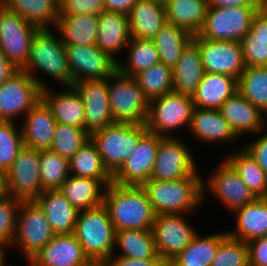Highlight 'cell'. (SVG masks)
I'll list each match as a JSON object with an SVG mask.
<instances>
[{
    "label": "cell",
    "instance_id": "obj_28",
    "mask_svg": "<svg viewBox=\"0 0 267 266\" xmlns=\"http://www.w3.org/2000/svg\"><path fill=\"white\" fill-rule=\"evenodd\" d=\"M188 129L205 143H229L237 137L219 109L194 107Z\"/></svg>",
    "mask_w": 267,
    "mask_h": 266
},
{
    "label": "cell",
    "instance_id": "obj_60",
    "mask_svg": "<svg viewBox=\"0 0 267 266\" xmlns=\"http://www.w3.org/2000/svg\"><path fill=\"white\" fill-rule=\"evenodd\" d=\"M246 266H256V265H253V264H251V263L249 262Z\"/></svg>",
    "mask_w": 267,
    "mask_h": 266
},
{
    "label": "cell",
    "instance_id": "obj_58",
    "mask_svg": "<svg viewBox=\"0 0 267 266\" xmlns=\"http://www.w3.org/2000/svg\"><path fill=\"white\" fill-rule=\"evenodd\" d=\"M6 247L8 246L0 243V266H7L5 265L6 263L4 262L5 255H6V252H5Z\"/></svg>",
    "mask_w": 267,
    "mask_h": 266
},
{
    "label": "cell",
    "instance_id": "obj_24",
    "mask_svg": "<svg viewBox=\"0 0 267 266\" xmlns=\"http://www.w3.org/2000/svg\"><path fill=\"white\" fill-rule=\"evenodd\" d=\"M130 36L151 40L167 22L164 2L137 0L127 15Z\"/></svg>",
    "mask_w": 267,
    "mask_h": 266
},
{
    "label": "cell",
    "instance_id": "obj_21",
    "mask_svg": "<svg viewBox=\"0 0 267 266\" xmlns=\"http://www.w3.org/2000/svg\"><path fill=\"white\" fill-rule=\"evenodd\" d=\"M23 119L21 134L24 146L39 151L50 150L57 121L47 104L40 99Z\"/></svg>",
    "mask_w": 267,
    "mask_h": 266
},
{
    "label": "cell",
    "instance_id": "obj_13",
    "mask_svg": "<svg viewBox=\"0 0 267 266\" xmlns=\"http://www.w3.org/2000/svg\"><path fill=\"white\" fill-rule=\"evenodd\" d=\"M161 136L146 131L136 148L113 175V183L125 186H143L151 179Z\"/></svg>",
    "mask_w": 267,
    "mask_h": 266
},
{
    "label": "cell",
    "instance_id": "obj_50",
    "mask_svg": "<svg viewBox=\"0 0 267 266\" xmlns=\"http://www.w3.org/2000/svg\"><path fill=\"white\" fill-rule=\"evenodd\" d=\"M243 147L267 174V133Z\"/></svg>",
    "mask_w": 267,
    "mask_h": 266
},
{
    "label": "cell",
    "instance_id": "obj_33",
    "mask_svg": "<svg viewBox=\"0 0 267 266\" xmlns=\"http://www.w3.org/2000/svg\"><path fill=\"white\" fill-rule=\"evenodd\" d=\"M166 20L188 31L191 35H197L203 27L207 0H165Z\"/></svg>",
    "mask_w": 267,
    "mask_h": 266
},
{
    "label": "cell",
    "instance_id": "obj_47",
    "mask_svg": "<svg viewBox=\"0 0 267 266\" xmlns=\"http://www.w3.org/2000/svg\"><path fill=\"white\" fill-rule=\"evenodd\" d=\"M248 263V244L226 234L220 240L211 266H246Z\"/></svg>",
    "mask_w": 267,
    "mask_h": 266
},
{
    "label": "cell",
    "instance_id": "obj_17",
    "mask_svg": "<svg viewBox=\"0 0 267 266\" xmlns=\"http://www.w3.org/2000/svg\"><path fill=\"white\" fill-rule=\"evenodd\" d=\"M176 136L161 137L151 179L173 181L198 173L192 151Z\"/></svg>",
    "mask_w": 267,
    "mask_h": 266
},
{
    "label": "cell",
    "instance_id": "obj_16",
    "mask_svg": "<svg viewBox=\"0 0 267 266\" xmlns=\"http://www.w3.org/2000/svg\"><path fill=\"white\" fill-rule=\"evenodd\" d=\"M158 255L169 263L198 233L182 214H158L152 226Z\"/></svg>",
    "mask_w": 267,
    "mask_h": 266
},
{
    "label": "cell",
    "instance_id": "obj_20",
    "mask_svg": "<svg viewBox=\"0 0 267 266\" xmlns=\"http://www.w3.org/2000/svg\"><path fill=\"white\" fill-rule=\"evenodd\" d=\"M89 258L75 235H54L27 263L29 266H81Z\"/></svg>",
    "mask_w": 267,
    "mask_h": 266
},
{
    "label": "cell",
    "instance_id": "obj_49",
    "mask_svg": "<svg viewBox=\"0 0 267 266\" xmlns=\"http://www.w3.org/2000/svg\"><path fill=\"white\" fill-rule=\"evenodd\" d=\"M104 10L103 0H59V15H99Z\"/></svg>",
    "mask_w": 267,
    "mask_h": 266
},
{
    "label": "cell",
    "instance_id": "obj_34",
    "mask_svg": "<svg viewBox=\"0 0 267 266\" xmlns=\"http://www.w3.org/2000/svg\"><path fill=\"white\" fill-rule=\"evenodd\" d=\"M0 3L39 29H50L49 24H57L59 0H1Z\"/></svg>",
    "mask_w": 267,
    "mask_h": 266
},
{
    "label": "cell",
    "instance_id": "obj_38",
    "mask_svg": "<svg viewBox=\"0 0 267 266\" xmlns=\"http://www.w3.org/2000/svg\"><path fill=\"white\" fill-rule=\"evenodd\" d=\"M115 244L121 249V254L130 259L161 258L156 249L152 231L127 229L116 231Z\"/></svg>",
    "mask_w": 267,
    "mask_h": 266
},
{
    "label": "cell",
    "instance_id": "obj_55",
    "mask_svg": "<svg viewBox=\"0 0 267 266\" xmlns=\"http://www.w3.org/2000/svg\"><path fill=\"white\" fill-rule=\"evenodd\" d=\"M17 71L18 69L5 57L0 49V85Z\"/></svg>",
    "mask_w": 267,
    "mask_h": 266
},
{
    "label": "cell",
    "instance_id": "obj_19",
    "mask_svg": "<svg viewBox=\"0 0 267 266\" xmlns=\"http://www.w3.org/2000/svg\"><path fill=\"white\" fill-rule=\"evenodd\" d=\"M211 174L206 184L230 211L234 212L257 198L225 159Z\"/></svg>",
    "mask_w": 267,
    "mask_h": 266
},
{
    "label": "cell",
    "instance_id": "obj_1",
    "mask_svg": "<svg viewBox=\"0 0 267 266\" xmlns=\"http://www.w3.org/2000/svg\"><path fill=\"white\" fill-rule=\"evenodd\" d=\"M103 205L116 231H152L156 214L142 186H125L112 182L105 189Z\"/></svg>",
    "mask_w": 267,
    "mask_h": 266
},
{
    "label": "cell",
    "instance_id": "obj_26",
    "mask_svg": "<svg viewBox=\"0 0 267 266\" xmlns=\"http://www.w3.org/2000/svg\"><path fill=\"white\" fill-rule=\"evenodd\" d=\"M95 45L116 60L130 39L128 17L122 13L102 11L99 15ZM119 52V53H118Z\"/></svg>",
    "mask_w": 267,
    "mask_h": 266
},
{
    "label": "cell",
    "instance_id": "obj_41",
    "mask_svg": "<svg viewBox=\"0 0 267 266\" xmlns=\"http://www.w3.org/2000/svg\"><path fill=\"white\" fill-rule=\"evenodd\" d=\"M238 92L267 115V66H246L238 78Z\"/></svg>",
    "mask_w": 267,
    "mask_h": 266
},
{
    "label": "cell",
    "instance_id": "obj_48",
    "mask_svg": "<svg viewBox=\"0 0 267 266\" xmlns=\"http://www.w3.org/2000/svg\"><path fill=\"white\" fill-rule=\"evenodd\" d=\"M21 201L11 195L0 199V243L9 247L16 234Z\"/></svg>",
    "mask_w": 267,
    "mask_h": 266
},
{
    "label": "cell",
    "instance_id": "obj_30",
    "mask_svg": "<svg viewBox=\"0 0 267 266\" xmlns=\"http://www.w3.org/2000/svg\"><path fill=\"white\" fill-rule=\"evenodd\" d=\"M233 213L236 214V229L227 231L229 236L246 243L267 236V197L256 198Z\"/></svg>",
    "mask_w": 267,
    "mask_h": 266
},
{
    "label": "cell",
    "instance_id": "obj_11",
    "mask_svg": "<svg viewBox=\"0 0 267 266\" xmlns=\"http://www.w3.org/2000/svg\"><path fill=\"white\" fill-rule=\"evenodd\" d=\"M41 99V89L25 71L18 70L0 85V120L15 121Z\"/></svg>",
    "mask_w": 267,
    "mask_h": 266
},
{
    "label": "cell",
    "instance_id": "obj_31",
    "mask_svg": "<svg viewBox=\"0 0 267 266\" xmlns=\"http://www.w3.org/2000/svg\"><path fill=\"white\" fill-rule=\"evenodd\" d=\"M106 187L102 180L70 175L58 190L80 212L102 205Z\"/></svg>",
    "mask_w": 267,
    "mask_h": 266
},
{
    "label": "cell",
    "instance_id": "obj_6",
    "mask_svg": "<svg viewBox=\"0 0 267 266\" xmlns=\"http://www.w3.org/2000/svg\"><path fill=\"white\" fill-rule=\"evenodd\" d=\"M108 98L114 122L146 123L150 102L134 77L117 69L108 79Z\"/></svg>",
    "mask_w": 267,
    "mask_h": 266
},
{
    "label": "cell",
    "instance_id": "obj_14",
    "mask_svg": "<svg viewBox=\"0 0 267 266\" xmlns=\"http://www.w3.org/2000/svg\"><path fill=\"white\" fill-rule=\"evenodd\" d=\"M73 83L82 80L109 79L118 69V61L95 44L65 46Z\"/></svg>",
    "mask_w": 267,
    "mask_h": 266
},
{
    "label": "cell",
    "instance_id": "obj_52",
    "mask_svg": "<svg viewBox=\"0 0 267 266\" xmlns=\"http://www.w3.org/2000/svg\"><path fill=\"white\" fill-rule=\"evenodd\" d=\"M107 261L110 266H168L162 258L130 259L123 256H111Z\"/></svg>",
    "mask_w": 267,
    "mask_h": 266
},
{
    "label": "cell",
    "instance_id": "obj_36",
    "mask_svg": "<svg viewBox=\"0 0 267 266\" xmlns=\"http://www.w3.org/2000/svg\"><path fill=\"white\" fill-rule=\"evenodd\" d=\"M226 234L227 232H220L203 237L197 233L191 243L175 256L168 266H211L220 240Z\"/></svg>",
    "mask_w": 267,
    "mask_h": 266
},
{
    "label": "cell",
    "instance_id": "obj_54",
    "mask_svg": "<svg viewBox=\"0 0 267 266\" xmlns=\"http://www.w3.org/2000/svg\"><path fill=\"white\" fill-rule=\"evenodd\" d=\"M137 0H103L106 11L128 15Z\"/></svg>",
    "mask_w": 267,
    "mask_h": 266
},
{
    "label": "cell",
    "instance_id": "obj_27",
    "mask_svg": "<svg viewBox=\"0 0 267 266\" xmlns=\"http://www.w3.org/2000/svg\"><path fill=\"white\" fill-rule=\"evenodd\" d=\"M204 74L199 46L192 39L173 68V92L192 96Z\"/></svg>",
    "mask_w": 267,
    "mask_h": 266
},
{
    "label": "cell",
    "instance_id": "obj_46",
    "mask_svg": "<svg viewBox=\"0 0 267 266\" xmlns=\"http://www.w3.org/2000/svg\"><path fill=\"white\" fill-rule=\"evenodd\" d=\"M15 121L0 120V170L7 172L24 147L21 128Z\"/></svg>",
    "mask_w": 267,
    "mask_h": 266
},
{
    "label": "cell",
    "instance_id": "obj_32",
    "mask_svg": "<svg viewBox=\"0 0 267 266\" xmlns=\"http://www.w3.org/2000/svg\"><path fill=\"white\" fill-rule=\"evenodd\" d=\"M99 17L94 14L59 15L56 30L65 46L95 44Z\"/></svg>",
    "mask_w": 267,
    "mask_h": 266
},
{
    "label": "cell",
    "instance_id": "obj_35",
    "mask_svg": "<svg viewBox=\"0 0 267 266\" xmlns=\"http://www.w3.org/2000/svg\"><path fill=\"white\" fill-rule=\"evenodd\" d=\"M192 39L193 35L188 31L166 22L151 40L157 50L160 62L173 69L184 48Z\"/></svg>",
    "mask_w": 267,
    "mask_h": 266
},
{
    "label": "cell",
    "instance_id": "obj_43",
    "mask_svg": "<svg viewBox=\"0 0 267 266\" xmlns=\"http://www.w3.org/2000/svg\"><path fill=\"white\" fill-rule=\"evenodd\" d=\"M149 102L173 92V69L162 62L152 65L134 76Z\"/></svg>",
    "mask_w": 267,
    "mask_h": 266
},
{
    "label": "cell",
    "instance_id": "obj_42",
    "mask_svg": "<svg viewBox=\"0 0 267 266\" xmlns=\"http://www.w3.org/2000/svg\"><path fill=\"white\" fill-rule=\"evenodd\" d=\"M126 47L128 61L126 64L118 61V70L125 75L134 77L141 71L160 62L152 40L130 37Z\"/></svg>",
    "mask_w": 267,
    "mask_h": 266
},
{
    "label": "cell",
    "instance_id": "obj_37",
    "mask_svg": "<svg viewBox=\"0 0 267 266\" xmlns=\"http://www.w3.org/2000/svg\"><path fill=\"white\" fill-rule=\"evenodd\" d=\"M246 66H267V18L258 11L250 31L240 41Z\"/></svg>",
    "mask_w": 267,
    "mask_h": 266
},
{
    "label": "cell",
    "instance_id": "obj_29",
    "mask_svg": "<svg viewBox=\"0 0 267 266\" xmlns=\"http://www.w3.org/2000/svg\"><path fill=\"white\" fill-rule=\"evenodd\" d=\"M238 91V79L224 74L207 73L192 95L194 107L219 109Z\"/></svg>",
    "mask_w": 267,
    "mask_h": 266
},
{
    "label": "cell",
    "instance_id": "obj_40",
    "mask_svg": "<svg viewBox=\"0 0 267 266\" xmlns=\"http://www.w3.org/2000/svg\"><path fill=\"white\" fill-rule=\"evenodd\" d=\"M225 160L234 168L248 189L257 197H267V174L243 148Z\"/></svg>",
    "mask_w": 267,
    "mask_h": 266
},
{
    "label": "cell",
    "instance_id": "obj_44",
    "mask_svg": "<svg viewBox=\"0 0 267 266\" xmlns=\"http://www.w3.org/2000/svg\"><path fill=\"white\" fill-rule=\"evenodd\" d=\"M69 159L51 151H40V179L43 190H57L70 176Z\"/></svg>",
    "mask_w": 267,
    "mask_h": 266
},
{
    "label": "cell",
    "instance_id": "obj_45",
    "mask_svg": "<svg viewBox=\"0 0 267 266\" xmlns=\"http://www.w3.org/2000/svg\"><path fill=\"white\" fill-rule=\"evenodd\" d=\"M90 140V134L75 126L57 123L51 151L70 159Z\"/></svg>",
    "mask_w": 267,
    "mask_h": 266
},
{
    "label": "cell",
    "instance_id": "obj_57",
    "mask_svg": "<svg viewBox=\"0 0 267 266\" xmlns=\"http://www.w3.org/2000/svg\"><path fill=\"white\" fill-rule=\"evenodd\" d=\"M81 266H110V265H109L108 261L89 259L85 264H83Z\"/></svg>",
    "mask_w": 267,
    "mask_h": 266
},
{
    "label": "cell",
    "instance_id": "obj_10",
    "mask_svg": "<svg viewBox=\"0 0 267 266\" xmlns=\"http://www.w3.org/2000/svg\"><path fill=\"white\" fill-rule=\"evenodd\" d=\"M49 221L34 201H21L17 215V230L11 244L25 255L27 262L54 237Z\"/></svg>",
    "mask_w": 267,
    "mask_h": 266
},
{
    "label": "cell",
    "instance_id": "obj_2",
    "mask_svg": "<svg viewBox=\"0 0 267 266\" xmlns=\"http://www.w3.org/2000/svg\"><path fill=\"white\" fill-rule=\"evenodd\" d=\"M204 181L198 173L173 181L150 179L142 187L156 215L193 212L202 203Z\"/></svg>",
    "mask_w": 267,
    "mask_h": 266
},
{
    "label": "cell",
    "instance_id": "obj_22",
    "mask_svg": "<svg viewBox=\"0 0 267 266\" xmlns=\"http://www.w3.org/2000/svg\"><path fill=\"white\" fill-rule=\"evenodd\" d=\"M219 110L236 136L261 133L267 125V116L238 91Z\"/></svg>",
    "mask_w": 267,
    "mask_h": 266
},
{
    "label": "cell",
    "instance_id": "obj_18",
    "mask_svg": "<svg viewBox=\"0 0 267 266\" xmlns=\"http://www.w3.org/2000/svg\"><path fill=\"white\" fill-rule=\"evenodd\" d=\"M85 108V130L91 135L114 123L108 98V79L73 83Z\"/></svg>",
    "mask_w": 267,
    "mask_h": 266
},
{
    "label": "cell",
    "instance_id": "obj_7",
    "mask_svg": "<svg viewBox=\"0 0 267 266\" xmlns=\"http://www.w3.org/2000/svg\"><path fill=\"white\" fill-rule=\"evenodd\" d=\"M193 109L192 96L175 92L164 94L150 101L146 128L158 136L172 137L171 131L181 126L189 128Z\"/></svg>",
    "mask_w": 267,
    "mask_h": 266
},
{
    "label": "cell",
    "instance_id": "obj_4",
    "mask_svg": "<svg viewBox=\"0 0 267 266\" xmlns=\"http://www.w3.org/2000/svg\"><path fill=\"white\" fill-rule=\"evenodd\" d=\"M73 234L81 244L85 255L91 260L107 261L117 248L116 230L103 204L80 211Z\"/></svg>",
    "mask_w": 267,
    "mask_h": 266
},
{
    "label": "cell",
    "instance_id": "obj_53",
    "mask_svg": "<svg viewBox=\"0 0 267 266\" xmlns=\"http://www.w3.org/2000/svg\"><path fill=\"white\" fill-rule=\"evenodd\" d=\"M262 0H207L208 7L223 8L234 6H254L258 11Z\"/></svg>",
    "mask_w": 267,
    "mask_h": 266
},
{
    "label": "cell",
    "instance_id": "obj_25",
    "mask_svg": "<svg viewBox=\"0 0 267 266\" xmlns=\"http://www.w3.org/2000/svg\"><path fill=\"white\" fill-rule=\"evenodd\" d=\"M55 235L72 234L79 211L57 190H44L35 200Z\"/></svg>",
    "mask_w": 267,
    "mask_h": 266
},
{
    "label": "cell",
    "instance_id": "obj_39",
    "mask_svg": "<svg viewBox=\"0 0 267 266\" xmlns=\"http://www.w3.org/2000/svg\"><path fill=\"white\" fill-rule=\"evenodd\" d=\"M70 172L74 176L102 180L107 186L113 182V176L105 168L101 155L91 139L70 159Z\"/></svg>",
    "mask_w": 267,
    "mask_h": 266
},
{
    "label": "cell",
    "instance_id": "obj_3",
    "mask_svg": "<svg viewBox=\"0 0 267 266\" xmlns=\"http://www.w3.org/2000/svg\"><path fill=\"white\" fill-rule=\"evenodd\" d=\"M54 36L49 29H39L34 35L29 60L22 69L27 72L37 83L41 90L48 88L44 82L35 78L34 73L41 71L55 78L63 86H73V80L67 64L65 45L61 38ZM36 70L38 72H36Z\"/></svg>",
    "mask_w": 267,
    "mask_h": 266
},
{
    "label": "cell",
    "instance_id": "obj_23",
    "mask_svg": "<svg viewBox=\"0 0 267 266\" xmlns=\"http://www.w3.org/2000/svg\"><path fill=\"white\" fill-rule=\"evenodd\" d=\"M66 90L52 93L53 90L48 87L41 90V99L51 109L57 123L85 129V108L82 98L73 86L66 87Z\"/></svg>",
    "mask_w": 267,
    "mask_h": 266
},
{
    "label": "cell",
    "instance_id": "obj_9",
    "mask_svg": "<svg viewBox=\"0 0 267 266\" xmlns=\"http://www.w3.org/2000/svg\"><path fill=\"white\" fill-rule=\"evenodd\" d=\"M38 30L0 3V49L18 70L26 66L32 39Z\"/></svg>",
    "mask_w": 267,
    "mask_h": 266
},
{
    "label": "cell",
    "instance_id": "obj_8",
    "mask_svg": "<svg viewBox=\"0 0 267 266\" xmlns=\"http://www.w3.org/2000/svg\"><path fill=\"white\" fill-rule=\"evenodd\" d=\"M258 10L254 6L208 7L201 38L213 41L240 42L251 28V22Z\"/></svg>",
    "mask_w": 267,
    "mask_h": 266
},
{
    "label": "cell",
    "instance_id": "obj_51",
    "mask_svg": "<svg viewBox=\"0 0 267 266\" xmlns=\"http://www.w3.org/2000/svg\"><path fill=\"white\" fill-rule=\"evenodd\" d=\"M249 262L256 266H267V236L249 241Z\"/></svg>",
    "mask_w": 267,
    "mask_h": 266
},
{
    "label": "cell",
    "instance_id": "obj_56",
    "mask_svg": "<svg viewBox=\"0 0 267 266\" xmlns=\"http://www.w3.org/2000/svg\"><path fill=\"white\" fill-rule=\"evenodd\" d=\"M9 195L6 172L0 170V199Z\"/></svg>",
    "mask_w": 267,
    "mask_h": 266
},
{
    "label": "cell",
    "instance_id": "obj_15",
    "mask_svg": "<svg viewBox=\"0 0 267 266\" xmlns=\"http://www.w3.org/2000/svg\"><path fill=\"white\" fill-rule=\"evenodd\" d=\"M198 44L204 70L207 73L224 74L239 78L246 68L240 42L213 41L193 36Z\"/></svg>",
    "mask_w": 267,
    "mask_h": 266
},
{
    "label": "cell",
    "instance_id": "obj_5",
    "mask_svg": "<svg viewBox=\"0 0 267 266\" xmlns=\"http://www.w3.org/2000/svg\"><path fill=\"white\" fill-rule=\"evenodd\" d=\"M146 125L114 122L90 135L102 157L105 168L113 176L136 148Z\"/></svg>",
    "mask_w": 267,
    "mask_h": 266
},
{
    "label": "cell",
    "instance_id": "obj_59",
    "mask_svg": "<svg viewBox=\"0 0 267 266\" xmlns=\"http://www.w3.org/2000/svg\"><path fill=\"white\" fill-rule=\"evenodd\" d=\"M259 11L267 18V0H262Z\"/></svg>",
    "mask_w": 267,
    "mask_h": 266
},
{
    "label": "cell",
    "instance_id": "obj_12",
    "mask_svg": "<svg viewBox=\"0 0 267 266\" xmlns=\"http://www.w3.org/2000/svg\"><path fill=\"white\" fill-rule=\"evenodd\" d=\"M39 168L40 151L24 146L6 172L9 195L22 201L35 200L44 191Z\"/></svg>",
    "mask_w": 267,
    "mask_h": 266
}]
</instances>
